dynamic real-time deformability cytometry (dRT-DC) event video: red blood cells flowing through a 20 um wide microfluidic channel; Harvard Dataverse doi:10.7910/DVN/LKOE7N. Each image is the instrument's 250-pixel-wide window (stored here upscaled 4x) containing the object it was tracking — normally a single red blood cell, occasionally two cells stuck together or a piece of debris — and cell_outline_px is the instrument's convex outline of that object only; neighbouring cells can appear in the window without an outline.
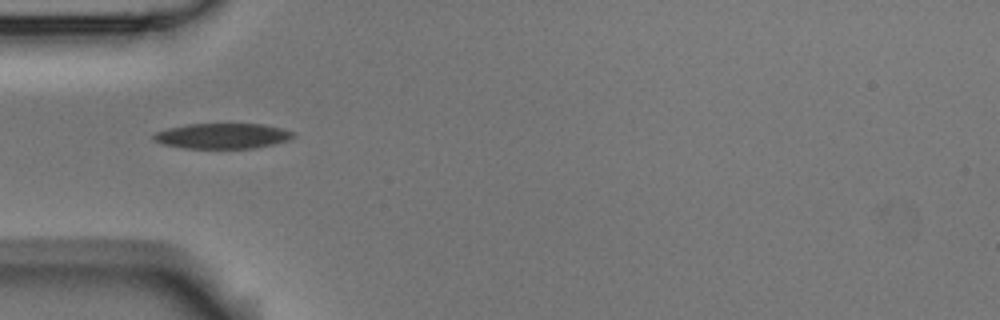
{"species": "Egyptian fruit bat (a non-hibernating species)", "species_latin": "Rousettus aegyptiacus", "temperature_condition": "room temperature", "stored_images_in_passage": 2, "camera_frame_rate_fps": 3000, "um_per_image_px": 0.085, "animal": {"sex": "male"}, "frame": {"image": 1, "passage_image": 1, "time_ms": 0.0, "image_size_px": [1000, 320], "cell_outline_px": [[292, 136], [288, 140], [272, 144], [252, 148], [184, 148], [164, 144], [156, 140], [152, 136], [156, 132], [168, 128], [188, 124], [264, 124], [280, 128], [292, 132]], "centroid_in_image_um": [18.88, 11.55], "position_along_channel_um": 66.1, "area_um2": 20.23}}
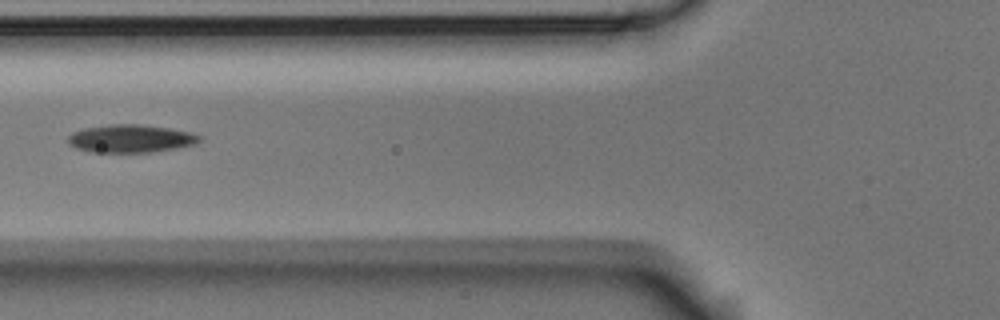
{"frame": {"image": 2, "passage_image": 2, "time_ms": 1.333, "image_size_px": [1000, 320], "cell_outline_px": [[200, 140], [192, 144], [152, 152], [92, 152], [76, 148], [68, 144], [68, 136], [72, 132], [84, 128], [108, 124], [140, 124], [168, 128], [188, 132], [200, 136]], "centroid_in_image_um": [11.02, 11.77], "position_along_channel_um": 114.8, "area_um2": 21.1}}